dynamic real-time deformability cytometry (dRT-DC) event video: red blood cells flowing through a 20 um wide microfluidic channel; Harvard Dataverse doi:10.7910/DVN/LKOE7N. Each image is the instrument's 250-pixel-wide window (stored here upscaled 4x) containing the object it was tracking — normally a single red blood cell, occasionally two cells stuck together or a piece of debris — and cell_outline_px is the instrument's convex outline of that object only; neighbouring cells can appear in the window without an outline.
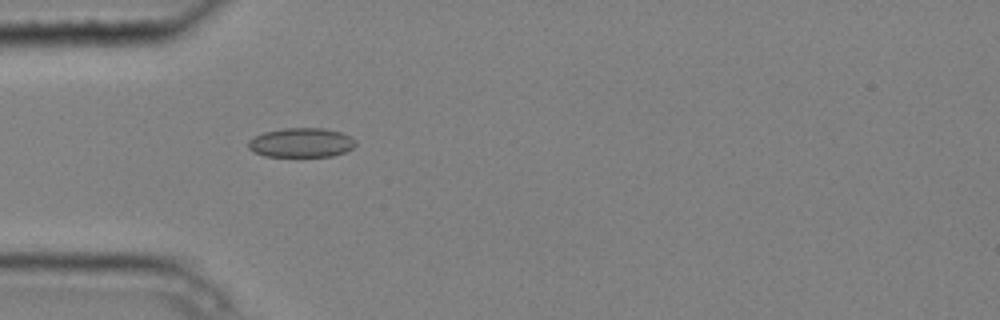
{"species": "common noctule bat (a hibernating species)", "species_latin": "Nyctalus noctula", "temperature_condition": "cold", "stored_images_in_passage": 1, "camera_frame_rate_fps": 3000, "um_per_image_px": 0.085, "animal": {"sex": "male", "body_mass_g": 20.4}, "frame": {"image": 1, "passage_image": 1, "time_ms": 0.0, "image_size_px": [1000, 320], "cell_outline_px": [[356, 144], [352, 148], [344, 152], [332, 156], [264, 156], [252, 152], [248, 148], [248, 140], [264, 132], [284, 128], [324, 128], [340, 132], [356, 140]], "centroid_in_image_um": [25.58, 12.12], "position_along_channel_um": 59.4, "area_um2": 18.32}}